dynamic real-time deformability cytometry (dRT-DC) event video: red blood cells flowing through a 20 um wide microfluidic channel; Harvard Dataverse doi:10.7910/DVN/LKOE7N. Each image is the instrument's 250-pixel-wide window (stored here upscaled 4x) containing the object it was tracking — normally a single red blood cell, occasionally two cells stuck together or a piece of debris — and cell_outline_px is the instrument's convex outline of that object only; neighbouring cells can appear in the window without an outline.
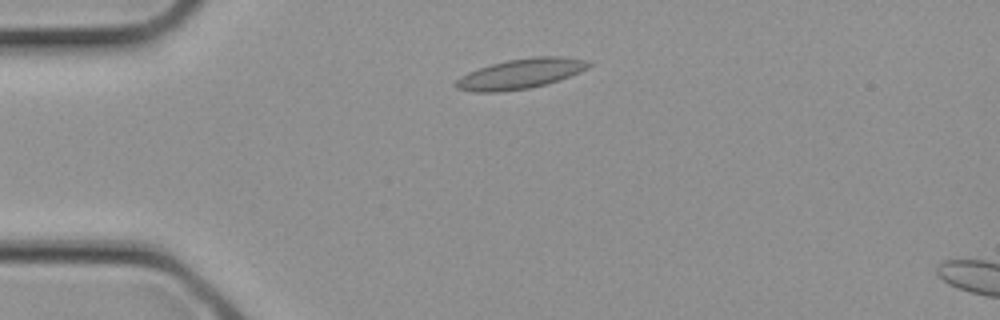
{"species": "common noctule bat (a hibernating species)", "species_latin": "Nyctalus noctula", "temperature_condition": "cold", "stored_images_in_passage": 2, "camera_frame_rate_fps": 3000, "um_per_image_px": 0.085, "animal": {"sex": "female", "body_mass_g": 21.9}, "frame": {"image": 1, "passage_image": 2, "time_ms": 0.333, "image_size_px": [1000, 320], "cell_outline_px": [[592, 64], [588, 68], [580, 72], [560, 80], [548, 84], [528, 88], [500, 92], [472, 92], [456, 88], [452, 84], [460, 76], [468, 72], [492, 64], [508, 60], [536, 56], [564, 56], [588, 60]], "centroid_in_image_um": [44.26, 6.27], "position_along_channel_um": 40.7, "area_um2": 23.41}}